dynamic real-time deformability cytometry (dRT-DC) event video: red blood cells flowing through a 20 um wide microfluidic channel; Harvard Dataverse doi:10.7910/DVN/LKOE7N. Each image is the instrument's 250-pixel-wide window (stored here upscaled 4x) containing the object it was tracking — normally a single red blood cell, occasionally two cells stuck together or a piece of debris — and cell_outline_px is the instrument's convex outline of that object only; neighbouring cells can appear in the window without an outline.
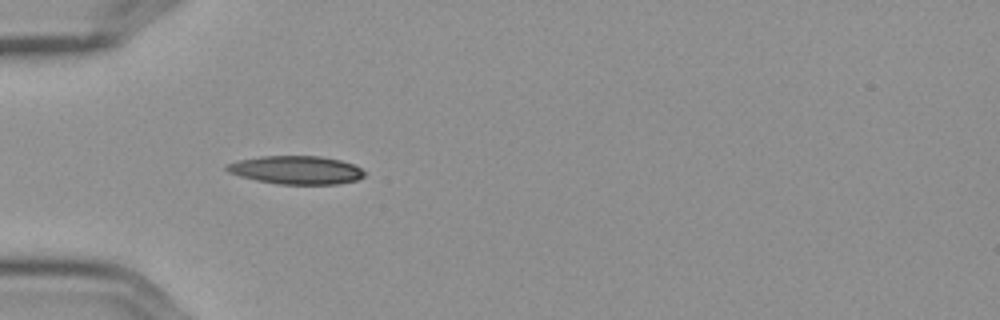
{"species": "Egyptian fruit bat (a non-hibernating species)", "species_latin": "Rousettus aegyptiacus", "temperature_condition": "cold", "stored_images_in_passage": 2, "camera_frame_rate_fps": 3000, "um_per_image_px": 0.085, "frame": {"image": 1, "passage_image": 2, "time_ms": 0.333, "image_size_px": [1000, 320], "cell_outline_px": [[364, 176], [356, 180], [336, 184], [276, 184], [256, 180], [240, 176], [228, 172], [224, 168], [228, 164], [240, 160], [260, 156], [320, 156], [340, 160], [352, 164], [360, 168], [364, 172]], "centroid_in_image_um": [25.16, 14.45], "position_along_channel_um": 59.8, "area_um2": 22.54}}